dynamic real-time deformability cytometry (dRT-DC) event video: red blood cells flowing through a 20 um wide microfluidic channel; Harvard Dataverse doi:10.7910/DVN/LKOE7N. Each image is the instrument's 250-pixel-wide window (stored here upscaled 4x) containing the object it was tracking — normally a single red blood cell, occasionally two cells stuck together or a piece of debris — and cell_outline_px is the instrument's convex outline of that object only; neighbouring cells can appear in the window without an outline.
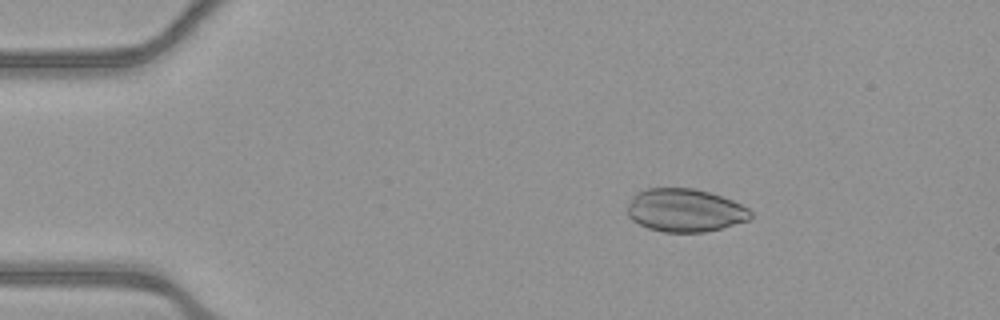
{"species": "common noctule bat (a hibernating species)", "species_latin": "Nyctalus noctula", "temperature_condition": "warm", "stored_images_in_passage": 51, "camera_frame_rate_fps": 3000, "um_per_image_px": 0.085, "animal": {"sex": "female", "body_mass_g": 21.9}, "frame": {"image": 1, "passage_image": 7, "time_ms": 2.0, "image_size_px": [1000, 320], "cell_outline_px": [[752, 216], [748, 220], [720, 228], [704, 232], [664, 232], [648, 228], [632, 220], [628, 216], [628, 204], [632, 196], [636, 192], [648, 188], [692, 188], [708, 192], [732, 200], [748, 208], [752, 212]], "centroid_in_image_um": [58.2, 17.87], "position_along_channel_um": 26.8, "area_um2": 30.81}}
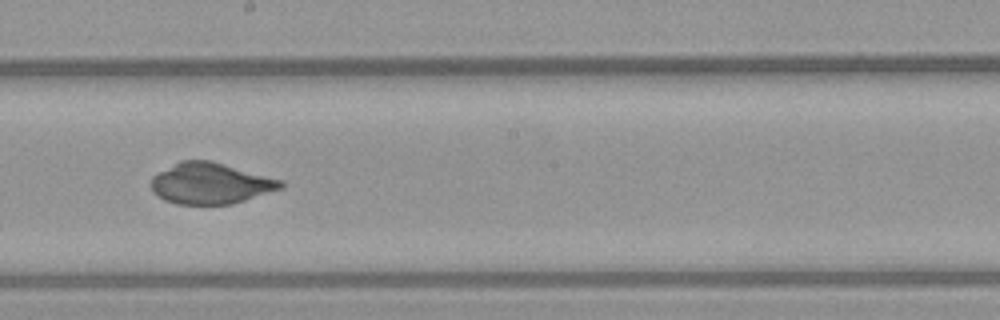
{"frame": {"image": 2, "passage_image": 28, "time_ms": 9.0, "image_size_px": [1000, 320], "cell_outline_px": [[284, 188], [232, 204], [176, 204], [164, 200], [152, 192], [152, 176], [180, 160], [212, 160], [284, 180]], "centroid_in_image_um": [17.93, 15.58], "position_along_channel_um": 230.3, "area_um2": 31.27}}
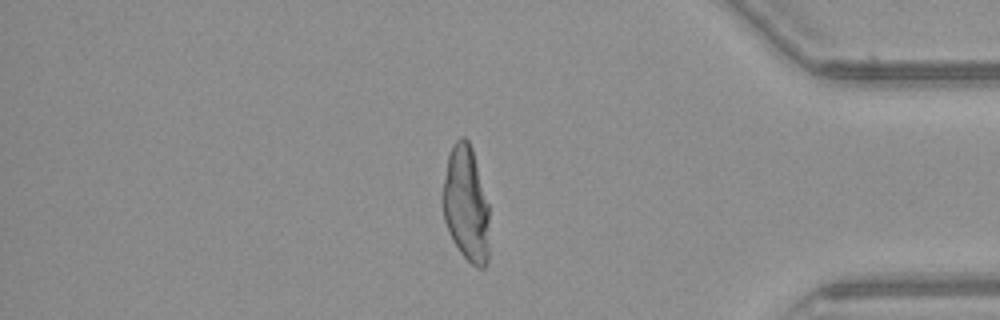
{"frame": {"image": 3, "passage_image": 43, "time_ms": 14.0, "image_size_px": [1000, 320], "cell_outline_px": [[488, 260], [484, 268], [476, 268], [460, 252], [452, 240], [448, 232], [444, 220], [440, 200], [440, 196], [448, 156], [452, 144], [460, 136], [464, 136], [468, 140], [472, 148], [488, 204]], "centroid_in_image_um": [39.57, 17.33], "position_along_channel_um": 395.6, "area_um2": 31.79}}